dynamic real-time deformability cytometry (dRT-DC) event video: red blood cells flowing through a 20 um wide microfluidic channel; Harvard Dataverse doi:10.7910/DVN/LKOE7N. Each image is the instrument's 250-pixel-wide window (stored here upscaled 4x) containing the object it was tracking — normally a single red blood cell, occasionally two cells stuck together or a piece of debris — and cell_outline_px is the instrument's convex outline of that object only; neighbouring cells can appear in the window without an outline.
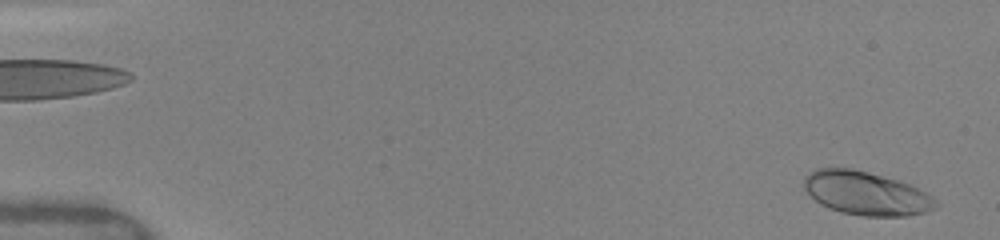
{"species": "human", "species_latin": "Homo sapiens", "temperature_condition": "warm", "stored_images_in_passage": 9, "camera_frame_rate_fps": 3000, "um_per_image_px": 0.085, "donor": {"sex": "female"}, "frame": {"image": 1, "passage_image": 1, "time_ms": 0.0, "image_size_px": [1000, 240], "cell_outline_px": [[940, 204], [936, 208], [924, 212], [908, 216], [864, 216], [840, 212], [828, 208], [820, 204], [800, 184], [804, 176], [808, 172], [816, 168], [852, 168], [896, 180], [908, 184], [932, 196]], "centroid_in_image_um": [73.57, 16.43], "position_along_channel_um": 11.4, "area_um2": 33.47}}
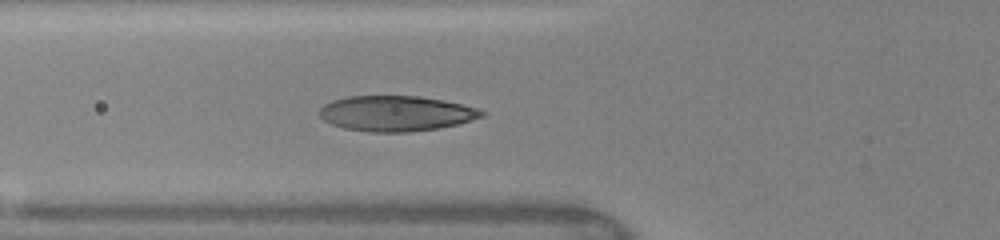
{"frame": {"image": 2, "passage_image": 9, "time_ms": 5.667, "image_size_px": [1000, 240], "cell_outline_px": [[488, 112], [484, 116], [460, 124], [436, 128], [408, 132], [372, 132], [344, 128], [332, 124], [324, 120], [320, 116], [320, 108], [324, 104], [332, 100], [348, 96], [420, 96], [444, 100], [464, 104]], "centroid_in_image_um": [33.7, 9.63], "position_along_channel_um": 92.1, "area_um2": 33.58}}